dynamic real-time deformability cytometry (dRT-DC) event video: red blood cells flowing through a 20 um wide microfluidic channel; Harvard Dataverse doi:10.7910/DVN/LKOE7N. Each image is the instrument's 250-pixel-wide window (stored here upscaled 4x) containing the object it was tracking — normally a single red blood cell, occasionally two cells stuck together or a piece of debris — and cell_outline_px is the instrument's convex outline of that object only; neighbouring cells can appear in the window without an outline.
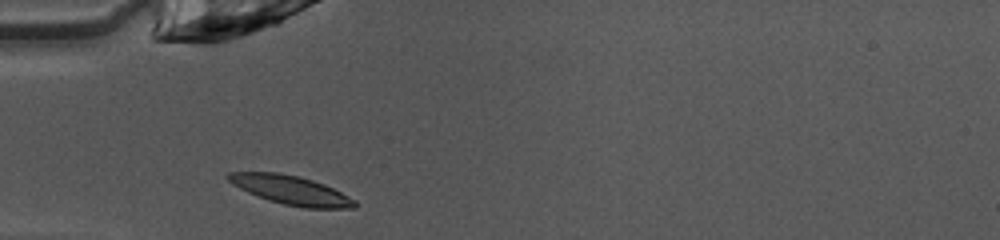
{"species": "common noctule bat (a hibernating species)", "species_latin": "Nyctalus noctula", "temperature_condition": "warm", "stored_images_in_passage": 35, "camera_frame_rate_fps": 3000, "um_per_image_px": 0.085, "animal": {"sex": "female", "body_mass_g": 10.0, "forearm_length_mm": 53.1}, "frame": {"image": 1, "passage_image": 1, "time_ms": 0.0, "image_size_px": [1000, 240], "cell_outline_px": [[356, 208], [304, 208], [284, 204], [248, 192], [232, 184], [224, 176], [228, 172], [276, 172], [296, 176], [312, 180], [324, 184], [356, 200]], "centroid_in_image_um": [24.72, 16.15], "position_along_channel_um": 60.3, "area_um2": 20.98}}
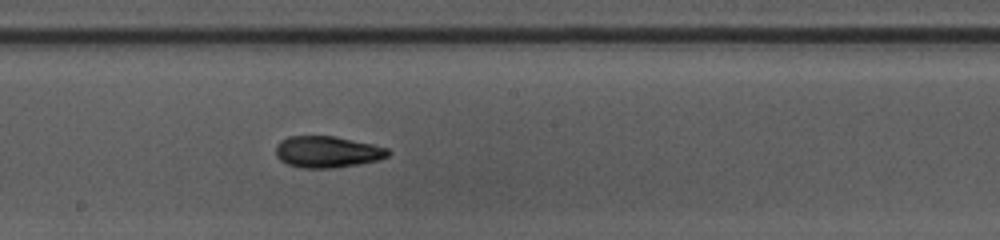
{"frame": {"image": 2, "passage_image": 13, "time_ms": 4.0, "image_size_px": [1000, 240], "cell_outline_px": [[392, 152], [388, 156], [380, 160], [360, 164], [332, 168], [304, 168], [288, 164], [280, 160], [276, 156], [276, 144], [280, 140], [288, 136], [336, 136], [372, 144], [388, 148]], "centroid_in_image_um": [27.84, 12.9], "position_along_channel_um": 220.4, "area_um2": 20.81}}
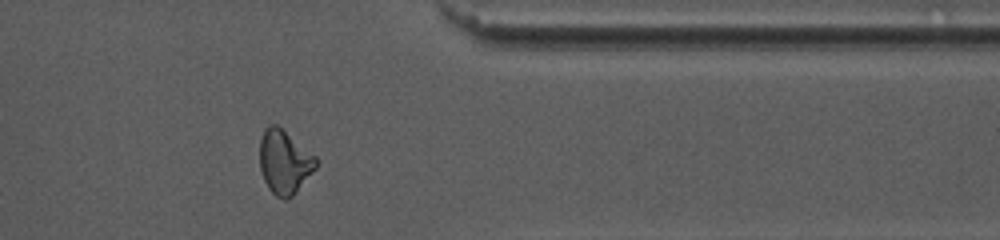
{"frame": {"image": 3, "passage_image": 26, "time_ms": 8.333, "image_size_px": [1000, 240], "cell_outline_px": [[316, 168], [292, 196], [284, 200], [276, 196], [268, 188], [264, 180], [260, 168], [260, 140], [264, 128], [268, 124], [276, 124], [316, 156]], "centroid_in_image_um": [24.15, 13.76], "position_along_channel_um": 387.2, "area_um2": 20.75}, "authors_computed_cell_mechanics": {"area_um2": 20.5768, "velocity_mm_per_s": 4.0711, "shape_relaxation_time_tau1_ms": 9.3983, "shape_relaxation_time_tau2_ms": 2.7058, "deformation_change_tau1": 0.2267, "deformation_change_tau2": 0.0914}}